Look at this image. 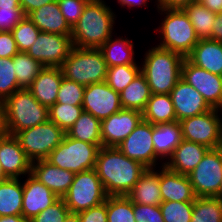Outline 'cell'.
<instances>
[{
	"mask_svg": "<svg viewBox=\"0 0 222 222\" xmlns=\"http://www.w3.org/2000/svg\"><path fill=\"white\" fill-rule=\"evenodd\" d=\"M60 198L31 174L23 182L22 216L30 221Z\"/></svg>",
	"mask_w": 222,
	"mask_h": 222,
	"instance_id": "18",
	"label": "cell"
},
{
	"mask_svg": "<svg viewBox=\"0 0 222 222\" xmlns=\"http://www.w3.org/2000/svg\"><path fill=\"white\" fill-rule=\"evenodd\" d=\"M136 222H164L159 205H141L133 203Z\"/></svg>",
	"mask_w": 222,
	"mask_h": 222,
	"instance_id": "45",
	"label": "cell"
},
{
	"mask_svg": "<svg viewBox=\"0 0 222 222\" xmlns=\"http://www.w3.org/2000/svg\"><path fill=\"white\" fill-rule=\"evenodd\" d=\"M66 135L76 140L96 144L100 148L102 147L101 120L83 111Z\"/></svg>",
	"mask_w": 222,
	"mask_h": 222,
	"instance_id": "31",
	"label": "cell"
},
{
	"mask_svg": "<svg viewBox=\"0 0 222 222\" xmlns=\"http://www.w3.org/2000/svg\"><path fill=\"white\" fill-rule=\"evenodd\" d=\"M188 178L196 197H217L222 185V147L209 149Z\"/></svg>",
	"mask_w": 222,
	"mask_h": 222,
	"instance_id": "11",
	"label": "cell"
},
{
	"mask_svg": "<svg viewBox=\"0 0 222 222\" xmlns=\"http://www.w3.org/2000/svg\"><path fill=\"white\" fill-rule=\"evenodd\" d=\"M27 16L41 32L72 35V28L63 17L57 0L33 10Z\"/></svg>",
	"mask_w": 222,
	"mask_h": 222,
	"instance_id": "24",
	"label": "cell"
},
{
	"mask_svg": "<svg viewBox=\"0 0 222 222\" xmlns=\"http://www.w3.org/2000/svg\"><path fill=\"white\" fill-rule=\"evenodd\" d=\"M160 166L159 187L162 201H194L196 196L188 175L172 171L161 163Z\"/></svg>",
	"mask_w": 222,
	"mask_h": 222,
	"instance_id": "21",
	"label": "cell"
},
{
	"mask_svg": "<svg viewBox=\"0 0 222 222\" xmlns=\"http://www.w3.org/2000/svg\"><path fill=\"white\" fill-rule=\"evenodd\" d=\"M143 120L142 112L121 109L101 120V139L104 147H118Z\"/></svg>",
	"mask_w": 222,
	"mask_h": 222,
	"instance_id": "15",
	"label": "cell"
},
{
	"mask_svg": "<svg viewBox=\"0 0 222 222\" xmlns=\"http://www.w3.org/2000/svg\"><path fill=\"white\" fill-rule=\"evenodd\" d=\"M80 222H107V199L105 202L78 213Z\"/></svg>",
	"mask_w": 222,
	"mask_h": 222,
	"instance_id": "47",
	"label": "cell"
},
{
	"mask_svg": "<svg viewBox=\"0 0 222 222\" xmlns=\"http://www.w3.org/2000/svg\"><path fill=\"white\" fill-rule=\"evenodd\" d=\"M152 139L154 152L164 165V160L172 155L175 148L183 140L180 122L173 121L153 125Z\"/></svg>",
	"mask_w": 222,
	"mask_h": 222,
	"instance_id": "27",
	"label": "cell"
},
{
	"mask_svg": "<svg viewBox=\"0 0 222 222\" xmlns=\"http://www.w3.org/2000/svg\"><path fill=\"white\" fill-rule=\"evenodd\" d=\"M64 222H80L78 213H69Z\"/></svg>",
	"mask_w": 222,
	"mask_h": 222,
	"instance_id": "57",
	"label": "cell"
},
{
	"mask_svg": "<svg viewBox=\"0 0 222 222\" xmlns=\"http://www.w3.org/2000/svg\"><path fill=\"white\" fill-rule=\"evenodd\" d=\"M7 179H8V177L4 173L1 162H0V183L4 182Z\"/></svg>",
	"mask_w": 222,
	"mask_h": 222,
	"instance_id": "58",
	"label": "cell"
},
{
	"mask_svg": "<svg viewBox=\"0 0 222 222\" xmlns=\"http://www.w3.org/2000/svg\"><path fill=\"white\" fill-rule=\"evenodd\" d=\"M85 86L63 77L56 103L82 106Z\"/></svg>",
	"mask_w": 222,
	"mask_h": 222,
	"instance_id": "42",
	"label": "cell"
},
{
	"mask_svg": "<svg viewBox=\"0 0 222 222\" xmlns=\"http://www.w3.org/2000/svg\"><path fill=\"white\" fill-rule=\"evenodd\" d=\"M55 0H19L21 8L27 16L30 12L40 8L43 5L50 4Z\"/></svg>",
	"mask_w": 222,
	"mask_h": 222,
	"instance_id": "50",
	"label": "cell"
},
{
	"mask_svg": "<svg viewBox=\"0 0 222 222\" xmlns=\"http://www.w3.org/2000/svg\"><path fill=\"white\" fill-rule=\"evenodd\" d=\"M73 47L71 35L40 32L26 53L44 67H61Z\"/></svg>",
	"mask_w": 222,
	"mask_h": 222,
	"instance_id": "12",
	"label": "cell"
},
{
	"mask_svg": "<svg viewBox=\"0 0 222 222\" xmlns=\"http://www.w3.org/2000/svg\"><path fill=\"white\" fill-rule=\"evenodd\" d=\"M152 133L153 124L142 120L117 148L128 158L139 161L145 167L156 168L160 158L154 152Z\"/></svg>",
	"mask_w": 222,
	"mask_h": 222,
	"instance_id": "14",
	"label": "cell"
},
{
	"mask_svg": "<svg viewBox=\"0 0 222 222\" xmlns=\"http://www.w3.org/2000/svg\"><path fill=\"white\" fill-rule=\"evenodd\" d=\"M221 111L212 108L202 114L181 120L183 139L205 145L209 149L222 147Z\"/></svg>",
	"mask_w": 222,
	"mask_h": 222,
	"instance_id": "10",
	"label": "cell"
},
{
	"mask_svg": "<svg viewBox=\"0 0 222 222\" xmlns=\"http://www.w3.org/2000/svg\"><path fill=\"white\" fill-rule=\"evenodd\" d=\"M82 107L85 112L103 120L122 109L120 93L103 81L85 86Z\"/></svg>",
	"mask_w": 222,
	"mask_h": 222,
	"instance_id": "16",
	"label": "cell"
},
{
	"mask_svg": "<svg viewBox=\"0 0 222 222\" xmlns=\"http://www.w3.org/2000/svg\"><path fill=\"white\" fill-rule=\"evenodd\" d=\"M151 91L140 72L137 77L120 93V103L123 109L143 111L150 99Z\"/></svg>",
	"mask_w": 222,
	"mask_h": 222,
	"instance_id": "32",
	"label": "cell"
},
{
	"mask_svg": "<svg viewBox=\"0 0 222 222\" xmlns=\"http://www.w3.org/2000/svg\"><path fill=\"white\" fill-rule=\"evenodd\" d=\"M8 129L6 124L5 105L3 101H0V138L7 136Z\"/></svg>",
	"mask_w": 222,
	"mask_h": 222,
	"instance_id": "53",
	"label": "cell"
},
{
	"mask_svg": "<svg viewBox=\"0 0 222 222\" xmlns=\"http://www.w3.org/2000/svg\"><path fill=\"white\" fill-rule=\"evenodd\" d=\"M142 116L153 125L177 121L170 94H151Z\"/></svg>",
	"mask_w": 222,
	"mask_h": 222,
	"instance_id": "29",
	"label": "cell"
},
{
	"mask_svg": "<svg viewBox=\"0 0 222 222\" xmlns=\"http://www.w3.org/2000/svg\"><path fill=\"white\" fill-rule=\"evenodd\" d=\"M0 162L8 178L26 177L31 174V161L26 157L18 139L8 134L0 138Z\"/></svg>",
	"mask_w": 222,
	"mask_h": 222,
	"instance_id": "19",
	"label": "cell"
},
{
	"mask_svg": "<svg viewBox=\"0 0 222 222\" xmlns=\"http://www.w3.org/2000/svg\"><path fill=\"white\" fill-rule=\"evenodd\" d=\"M8 133L15 135L49 120L48 107L40 104L28 89H20L4 101Z\"/></svg>",
	"mask_w": 222,
	"mask_h": 222,
	"instance_id": "5",
	"label": "cell"
},
{
	"mask_svg": "<svg viewBox=\"0 0 222 222\" xmlns=\"http://www.w3.org/2000/svg\"><path fill=\"white\" fill-rule=\"evenodd\" d=\"M199 39H209L216 18V13L211 12L199 1L190 3L183 9Z\"/></svg>",
	"mask_w": 222,
	"mask_h": 222,
	"instance_id": "33",
	"label": "cell"
},
{
	"mask_svg": "<svg viewBox=\"0 0 222 222\" xmlns=\"http://www.w3.org/2000/svg\"><path fill=\"white\" fill-rule=\"evenodd\" d=\"M22 89L17 82L12 58H0V101Z\"/></svg>",
	"mask_w": 222,
	"mask_h": 222,
	"instance_id": "41",
	"label": "cell"
},
{
	"mask_svg": "<svg viewBox=\"0 0 222 222\" xmlns=\"http://www.w3.org/2000/svg\"><path fill=\"white\" fill-rule=\"evenodd\" d=\"M198 0H156V5L159 8L165 9H184L190 3L197 2Z\"/></svg>",
	"mask_w": 222,
	"mask_h": 222,
	"instance_id": "49",
	"label": "cell"
},
{
	"mask_svg": "<svg viewBox=\"0 0 222 222\" xmlns=\"http://www.w3.org/2000/svg\"><path fill=\"white\" fill-rule=\"evenodd\" d=\"M31 175L62 198L69 190L75 173L54 166L45 159L31 163Z\"/></svg>",
	"mask_w": 222,
	"mask_h": 222,
	"instance_id": "20",
	"label": "cell"
},
{
	"mask_svg": "<svg viewBox=\"0 0 222 222\" xmlns=\"http://www.w3.org/2000/svg\"><path fill=\"white\" fill-rule=\"evenodd\" d=\"M12 59L18 85L28 89L44 66L26 52H18Z\"/></svg>",
	"mask_w": 222,
	"mask_h": 222,
	"instance_id": "34",
	"label": "cell"
},
{
	"mask_svg": "<svg viewBox=\"0 0 222 222\" xmlns=\"http://www.w3.org/2000/svg\"><path fill=\"white\" fill-rule=\"evenodd\" d=\"M209 148L205 145L182 140L164 165L182 175L190 174L200 163Z\"/></svg>",
	"mask_w": 222,
	"mask_h": 222,
	"instance_id": "22",
	"label": "cell"
},
{
	"mask_svg": "<svg viewBox=\"0 0 222 222\" xmlns=\"http://www.w3.org/2000/svg\"><path fill=\"white\" fill-rule=\"evenodd\" d=\"M146 168L117 147L102 146L98 150L95 170L108 196H126Z\"/></svg>",
	"mask_w": 222,
	"mask_h": 222,
	"instance_id": "1",
	"label": "cell"
},
{
	"mask_svg": "<svg viewBox=\"0 0 222 222\" xmlns=\"http://www.w3.org/2000/svg\"><path fill=\"white\" fill-rule=\"evenodd\" d=\"M18 52L12 32L0 31V58H13Z\"/></svg>",
	"mask_w": 222,
	"mask_h": 222,
	"instance_id": "48",
	"label": "cell"
},
{
	"mask_svg": "<svg viewBox=\"0 0 222 222\" xmlns=\"http://www.w3.org/2000/svg\"><path fill=\"white\" fill-rule=\"evenodd\" d=\"M0 8H21L19 0H0Z\"/></svg>",
	"mask_w": 222,
	"mask_h": 222,
	"instance_id": "56",
	"label": "cell"
},
{
	"mask_svg": "<svg viewBox=\"0 0 222 222\" xmlns=\"http://www.w3.org/2000/svg\"><path fill=\"white\" fill-rule=\"evenodd\" d=\"M70 213L65 202L60 198L52 206L37 214L29 222H64L67 215Z\"/></svg>",
	"mask_w": 222,
	"mask_h": 222,
	"instance_id": "44",
	"label": "cell"
},
{
	"mask_svg": "<svg viewBox=\"0 0 222 222\" xmlns=\"http://www.w3.org/2000/svg\"><path fill=\"white\" fill-rule=\"evenodd\" d=\"M8 178L0 183V216L22 215L23 181Z\"/></svg>",
	"mask_w": 222,
	"mask_h": 222,
	"instance_id": "30",
	"label": "cell"
},
{
	"mask_svg": "<svg viewBox=\"0 0 222 222\" xmlns=\"http://www.w3.org/2000/svg\"><path fill=\"white\" fill-rule=\"evenodd\" d=\"M170 97L179 122L212 109L203 96L182 78L170 92Z\"/></svg>",
	"mask_w": 222,
	"mask_h": 222,
	"instance_id": "17",
	"label": "cell"
},
{
	"mask_svg": "<svg viewBox=\"0 0 222 222\" xmlns=\"http://www.w3.org/2000/svg\"><path fill=\"white\" fill-rule=\"evenodd\" d=\"M99 147L64 135L46 159L52 165L74 173L95 169Z\"/></svg>",
	"mask_w": 222,
	"mask_h": 222,
	"instance_id": "7",
	"label": "cell"
},
{
	"mask_svg": "<svg viewBox=\"0 0 222 222\" xmlns=\"http://www.w3.org/2000/svg\"><path fill=\"white\" fill-rule=\"evenodd\" d=\"M115 12L105 0H90L72 28L74 47L100 48L113 34Z\"/></svg>",
	"mask_w": 222,
	"mask_h": 222,
	"instance_id": "2",
	"label": "cell"
},
{
	"mask_svg": "<svg viewBox=\"0 0 222 222\" xmlns=\"http://www.w3.org/2000/svg\"><path fill=\"white\" fill-rule=\"evenodd\" d=\"M186 58L198 67L222 76V42L199 39Z\"/></svg>",
	"mask_w": 222,
	"mask_h": 222,
	"instance_id": "25",
	"label": "cell"
},
{
	"mask_svg": "<svg viewBox=\"0 0 222 222\" xmlns=\"http://www.w3.org/2000/svg\"><path fill=\"white\" fill-rule=\"evenodd\" d=\"M191 222H222V200L216 197H196Z\"/></svg>",
	"mask_w": 222,
	"mask_h": 222,
	"instance_id": "35",
	"label": "cell"
},
{
	"mask_svg": "<svg viewBox=\"0 0 222 222\" xmlns=\"http://www.w3.org/2000/svg\"><path fill=\"white\" fill-rule=\"evenodd\" d=\"M107 197L96 170L92 169L75 173L74 180L62 199L71 213H79L105 202Z\"/></svg>",
	"mask_w": 222,
	"mask_h": 222,
	"instance_id": "8",
	"label": "cell"
},
{
	"mask_svg": "<svg viewBox=\"0 0 222 222\" xmlns=\"http://www.w3.org/2000/svg\"><path fill=\"white\" fill-rule=\"evenodd\" d=\"M89 1L90 0H57L59 9L71 28L78 23Z\"/></svg>",
	"mask_w": 222,
	"mask_h": 222,
	"instance_id": "43",
	"label": "cell"
},
{
	"mask_svg": "<svg viewBox=\"0 0 222 222\" xmlns=\"http://www.w3.org/2000/svg\"><path fill=\"white\" fill-rule=\"evenodd\" d=\"M156 8L160 15H166L155 30L161 38L157 46L186 58L199 41L188 15L183 9Z\"/></svg>",
	"mask_w": 222,
	"mask_h": 222,
	"instance_id": "4",
	"label": "cell"
},
{
	"mask_svg": "<svg viewBox=\"0 0 222 222\" xmlns=\"http://www.w3.org/2000/svg\"><path fill=\"white\" fill-rule=\"evenodd\" d=\"M141 72L140 65H116L107 68L105 82L121 93Z\"/></svg>",
	"mask_w": 222,
	"mask_h": 222,
	"instance_id": "36",
	"label": "cell"
},
{
	"mask_svg": "<svg viewBox=\"0 0 222 222\" xmlns=\"http://www.w3.org/2000/svg\"><path fill=\"white\" fill-rule=\"evenodd\" d=\"M48 111L49 121L54 122L66 133L74 125L84 109L82 106L55 103L48 108Z\"/></svg>",
	"mask_w": 222,
	"mask_h": 222,
	"instance_id": "37",
	"label": "cell"
},
{
	"mask_svg": "<svg viewBox=\"0 0 222 222\" xmlns=\"http://www.w3.org/2000/svg\"><path fill=\"white\" fill-rule=\"evenodd\" d=\"M133 39L113 35L99 48L103 54L107 67L116 65H138L135 61Z\"/></svg>",
	"mask_w": 222,
	"mask_h": 222,
	"instance_id": "28",
	"label": "cell"
},
{
	"mask_svg": "<svg viewBox=\"0 0 222 222\" xmlns=\"http://www.w3.org/2000/svg\"><path fill=\"white\" fill-rule=\"evenodd\" d=\"M62 79L63 73L60 67H44L28 90L40 104L49 108L57 101Z\"/></svg>",
	"mask_w": 222,
	"mask_h": 222,
	"instance_id": "23",
	"label": "cell"
},
{
	"mask_svg": "<svg viewBox=\"0 0 222 222\" xmlns=\"http://www.w3.org/2000/svg\"><path fill=\"white\" fill-rule=\"evenodd\" d=\"M118 4L122 7H128V9L134 8V7H140L145 6L147 7L148 0H117Z\"/></svg>",
	"mask_w": 222,
	"mask_h": 222,
	"instance_id": "54",
	"label": "cell"
},
{
	"mask_svg": "<svg viewBox=\"0 0 222 222\" xmlns=\"http://www.w3.org/2000/svg\"><path fill=\"white\" fill-rule=\"evenodd\" d=\"M216 198L222 200V185H221V189H220V191H219V193H218Z\"/></svg>",
	"mask_w": 222,
	"mask_h": 222,
	"instance_id": "59",
	"label": "cell"
},
{
	"mask_svg": "<svg viewBox=\"0 0 222 222\" xmlns=\"http://www.w3.org/2000/svg\"><path fill=\"white\" fill-rule=\"evenodd\" d=\"M25 16L22 8H0V31L12 32Z\"/></svg>",
	"mask_w": 222,
	"mask_h": 222,
	"instance_id": "46",
	"label": "cell"
},
{
	"mask_svg": "<svg viewBox=\"0 0 222 222\" xmlns=\"http://www.w3.org/2000/svg\"><path fill=\"white\" fill-rule=\"evenodd\" d=\"M0 222H29L22 215L0 216Z\"/></svg>",
	"mask_w": 222,
	"mask_h": 222,
	"instance_id": "55",
	"label": "cell"
},
{
	"mask_svg": "<svg viewBox=\"0 0 222 222\" xmlns=\"http://www.w3.org/2000/svg\"><path fill=\"white\" fill-rule=\"evenodd\" d=\"M41 31L25 16L13 29L12 34L19 52H26L35 42Z\"/></svg>",
	"mask_w": 222,
	"mask_h": 222,
	"instance_id": "40",
	"label": "cell"
},
{
	"mask_svg": "<svg viewBox=\"0 0 222 222\" xmlns=\"http://www.w3.org/2000/svg\"><path fill=\"white\" fill-rule=\"evenodd\" d=\"M181 78L196 89L211 108L222 110V76L210 73L185 58Z\"/></svg>",
	"mask_w": 222,
	"mask_h": 222,
	"instance_id": "13",
	"label": "cell"
},
{
	"mask_svg": "<svg viewBox=\"0 0 222 222\" xmlns=\"http://www.w3.org/2000/svg\"><path fill=\"white\" fill-rule=\"evenodd\" d=\"M159 206L164 222H191L193 201H162Z\"/></svg>",
	"mask_w": 222,
	"mask_h": 222,
	"instance_id": "39",
	"label": "cell"
},
{
	"mask_svg": "<svg viewBox=\"0 0 222 222\" xmlns=\"http://www.w3.org/2000/svg\"><path fill=\"white\" fill-rule=\"evenodd\" d=\"M60 68L64 78L87 86L105 81L108 67L99 48L73 47Z\"/></svg>",
	"mask_w": 222,
	"mask_h": 222,
	"instance_id": "6",
	"label": "cell"
},
{
	"mask_svg": "<svg viewBox=\"0 0 222 222\" xmlns=\"http://www.w3.org/2000/svg\"><path fill=\"white\" fill-rule=\"evenodd\" d=\"M107 222H136L133 202L126 196H108Z\"/></svg>",
	"mask_w": 222,
	"mask_h": 222,
	"instance_id": "38",
	"label": "cell"
},
{
	"mask_svg": "<svg viewBox=\"0 0 222 222\" xmlns=\"http://www.w3.org/2000/svg\"><path fill=\"white\" fill-rule=\"evenodd\" d=\"M66 133L54 122L47 121L35 127L21 130L14 136L18 139L26 157L31 161L45 160L62 142Z\"/></svg>",
	"mask_w": 222,
	"mask_h": 222,
	"instance_id": "9",
	"label": "cell"
},
{
	"mask_svg": "<svg viewBox=\"0 0 222 222\" xmlns=\"http://www.w3.org/2000/svg\"><path fill=\"white\" fill-rule=\"evenodd\" d=\"M144 55V61L140 64L141 73L145 76L151 94H170L181 78V66L185 58L157 45L148 49Z\"/></svg>",
	"mask_w": 222,
	"mask_h": 222,
	"instance_id": "3",
	"label": "cell"
},
{
	"mask_svg": "<svg viewBox=\"0 0 222 222\" xmlns=\"http://www.w3.org/2000/svg\"><path fill=\"white\" fill-rule=\"evenodd\" d=\"M198 1L213 13L218 14L222 12V0H198Z\"/></svg>",
	"mask_w": 222,
	"mask_h": 222,
	"instance_id": "52",
	"label": "cell"
},
{
	"mask_svg": "<svg viewBox=\"0 0 222 222\" xmlns=\"http://www.w3.org/2000/svg\"><path fill=\"white\" fill-rule=\"evenodd\" d=\"M210 40L222 42V12L216 14V18L211 30Z\"/></svg>",
	"mask_w": 222,
	"mask_h": 222,
	"instance_id": "51",
	"label": "cell"
},
{
	"mask_svg": "<svg viewBox=\"0 0 222 222\" xmlns=\"http://www.w3.org/2000/svg\"><path fill=\"white\" fill-rule=\"evenodd\" d=\"M126 197L136 204L160 205L162 197L159 187V169L146 168Z\"/></svg>",
	"mask_w": 222,
	"mask_h": 222,
	"instance_id": "26",
	"label": "cell"
}]
</instances>
